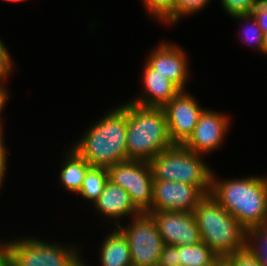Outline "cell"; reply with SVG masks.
<instances>
[{"label": "cell", "instance_id": "8992f818", "mask_svg": "<svg viewBox=\"0 0 267 266\" xmlns=\"http://www.w3.org/2000/svg\"><path fill=\"white\" fill-rule=\"evenodd\" d=\"M76 250L33 237L0 243V251L14 266H83Z\"/></svg>", "mask_w": 267, "mask_h": 266}, {"label": "cell", "instance_id": "f546056e", "mask_svg": "<svg viewBox=\"0 0 267 266\" xmlns=\"http://www.w3.org/2000/svg\"><path fill=\"white\" fill-rule=\"evenodd\" d=\"M2 82H0V112H2L5 104H6V100L8 98V92L6 90V88L1 84ZM1 120V119H0ZM2 121H0V138H3V132H2Z\"/></svg>", "mask_w": 267, "mask_h": 266}, {"label": "cell", "instance_id": "9c48e42d", "mask_svg": "<svg viewBox=\"0 0 267 266\" xmlns=\"http://www.w3.org/2000/svg\"><path fill=\"white\" fill-rule=\"evenodd\" d=\"M168 132L173 144L183 145L193 134L203 108L186 91H180L163 107Z\"/></svg>", "mask_w": 267, "mask_h": 266}, {"label": "cell", "instance_id": "4dcf8cb0", "mask_svg": "<svg viewBox=\"0 0 267 266\" xmlns=\"http://www.w3.org/2000/svg\"><path fill=\"white\" fill-rule=\"evenodd\" d=\"M215 266H233L227 257H217L215 259Z\"/></svg>", "mask_w": 267, "mask_h": 266}, {"label": "cell", "instance_id": "d6a6232c", "mask_svg": "<svg viewBox=\"0 0 267 266\" xmlns=\"http://www.w3.org/2000/svg\"><path fill=\"white\" fill-rule=\"evenodd\" d=\"M263 53L267 54V33H265L263 37Z\"/></svg>", "mask_w": 267, "mask_h": 266}, {"label": "cell", "instance_id": "7a4b0ae2", "mask_svg": "<svg viewBox=\"0 0 267 266\" xmlns=\"http://www.w3.org/2000/svg\"><path fill=\"white\" fill-rule=\"evenodd\" d=\"M211 195L245 228L267 224V176L216 180Z\"/></svg>", "mask_w": 267, "mask_h": 266}, {"label": "cell", "instance_id": "7c38bea8", "mask_svg": "<svg viewBox=\"0 0 267 266\" xmlns=\"http://www.w3.org/2000/svg\"><path fill=\"white\" fill-rule=\"evenodd\" d=\"M229 123L226 114L204 109L193 134L183 145L196 154L205 155L221 145Z\"/></svg>", "mask_w": 267, "mask_h": 266}, {"label": "cell", "instance_id": "d4e9b609", "mask_svg": "<svg viewBox=\"0 0 267 266\" xmlns=\"http://www.w3.org/2000/svg\"><path fill=\"white\" fill-rule=\"evenodd\" d=\"M233 266H261L247 248L240 249L227 257Z\"/></svg>", "mask_w": 267, "mask_h": 266}, {"label": "cell", "instance_id": "ac0fdd59", "mask_svg": "<svg viewBox=\"0 0 267 266\" xmlns=\"http://www.w3.org/2000/svg\"><path fill=\"white\" fill-rule=\"evenodd\" d=\"M218 256L204 243L177 246V266H207Z\"/></svg>", "mask_w": 267, "mask_h": 266}, {"label": "cell", "instance_id": "8fae6325", "mask_svg": "<svg viewBox=\"0 0 267 266\" xmlns=\"http://www.w3.org/2000/svg\"><path fill=\"white\" fill-rule=\"evenodd\" d=\"M156 222L163 243L167 245H193L201 236L193 212L148 211Z\"/></svg>", "mask_w": 267, "mask_h": 266}, {"label": "cell", "instance_id": "6da1fadb", "mask_svg": "<svg viewBox=\"0 0 267 266\" xmlns=\"http://www.w3.org/2000/svg\"><path fill=\"white\" fill-rule=\"evenodd\" d=\"M127 103L113 109L72 148L92 167L109 168L127 160Z\"/></svg>", "mask_w": 267, "mask_h": 266}, {"label": "cell", "instance_id": "ba28073f", "mask_svg": "<svg viewBox=\"0 0 267 266\" xmlns=\"http://www.w3.org/2000/svg\"><path fill=\"white\" fill-rule=\"evenodd\" d=\"M109 180L130 195L132 203L141 213H147L153 202V173L150 163L126 160L108 168Z\"/></svg>", "mask_w": 267, "mask_h": 266}, {"label": "cell", "instance_id": "52a82bcc", "mask_svg": "<svg viewBox=\"0 0 267 266\" xmlns=\"http://www.w3.org/2000/svg\"><path fill=\"white\" fill-rule=\"evenodd\" d=\"M132 219L128 227L117 226L128 241L132 266H158L164 243L155 220L148 213Z\"/></svg>", "mask_w": 267, "mask_h": 266}, {"label": "cell", "instance_id": "f1b7e54d", "mask_svg": "<svg viewBox=\"0 0 267 266\" xmlns=\"http://www.w3.org/2000/svg\"><path fill=\"white\" fill-rule=\"evenodd\" d=\"M7 149H5L4 139L0 138V186L4 179L6 168H7Z\"/></svg>", "mask_w": 267, "mask_h": 266}, {"label": "cell", "instance_id": "836d02e7", "mask_svg": "<svg viewBox=\"0 0 267 266\" xmlns=\"http://www.w3.org/2000/svg\"><path fill=\"white\" fill-rule=\"evenodd\" d=\"M6 1H10V2H21V1H24V0H6Z\"/></svg>", "mask_w": 267, "mask_h": 266}, {"label": "cell", "instance_id": "83f0119b", "mask_svg": "<svg viewBox=\"0 0 267 266\" xmlns=\"http://www.w3.org/2000/svg\"><path fill=\"white\" fill-rule=\"evenodd\" d=\"M252 15L255 17L258 26L263 31V34L267 33V6L260 1L253 8Z\"/></svg>", "mask_w": 267, "mask_h": 266}, {"label": "cell", "instance_id": "603a6c76", "mask_svg": "<svg viewBox=\"0 0 267 266\" xmlns=\"http://www.w3.org/2000/svg\"><path fill=\"white\" fill-rule=\"evenodd\" d=\"M260 0H221L225 11L230 16L250 14Z\"/></svg>", "mask_w": 267, "mask_h": 266}, {"label": "cell", "instance_id": "2e32d148", "mask_svg": "<svg viewBox=\"0 0 267 266\" xmlns=\"http://www.w3.org/2000/svg\"><path fill=\"white\" fill-rule=\"evenodd\" d=\"M100 253L102 266H132L128 241L116 227L103 241Z\"/></svg>", "mask_w": 267, "mask_h": 266}, {"label": "cell", "instance_id": "277c9868", "mask_svg": "<svg viewBox=\"0 0 267 266\" xmlns=\"http://www.w3.org/2000/svg\"><path fill=\"white\" fill-rule=\"evenodd\" d=\"M204 242L218 257H228L245 248L246 229L210 194L193 210Z\"/></svg>", "mask_w": 267, "mask_h": 266}, {"label": "cell", "instance_id": "cb8c5ba5", "mask_svg": "<svg viewBox=\"0 0 267 266\" xmlns=\"http://www.w3.org/2000/svg\"><path fill=\"white\" fill-rule=\"evenodd\" d=\"M209 1L211 0H176L175 23L184 15L194 14V12L200 11Z\"/></svg>", "mask_w": 267, "mask_h": 266}, {"label": "cell", "instance_id": "7402d4cb", "mask_svg": "<svg viewBox=\"0 0 267 266\" xmlns=\"http://www.w3.org/2000/svg\"><path fill=\"white\" fill-rule=\"evenodd\" d=\"M232 17H234L235 19L237 18L240 20H247V24H249L250 22V26L246 27L247 29L245 28L243 40H245L248 44L255 45V47L258 48V50H261V52L263 53L264 34L261 28L258 26V23L252 13L234 15Z\"/></svg>", "mask_w": 267, "mask_h": 266}, {"label": "cell", "instance_id": "d6986e66", "mask_svg": "<svg viewBox=\"0 0 267 266\" xmlns=\"http://www.w3.org/2000/svg\"><path fill=\"white\" fill-rule=\"evenodd\" d=\"M108 180L109 174L107 168L91 167L87 171L78 193L85 199L95 202L103 192Z\"/></svg>", "mask_w": 267, "mask_h": 266}, {"label": "cell", "instance_id": "9a60e30c", "mask_svg": "<svg viewBox=\"0 0 267 266\" xmlns=\"http://www.w3.org/2000/svg\"><path fill=\"white\" fill-rule=\"evenodd\" d=\"M94 207L104 216L114 218L117 226L120 224L116 218L127 215H132L133 218L141 214L132 203L129 193L110 180L106 182L103 192L94 202Z\"/></svg>", "mask_w": 267, "mask_h": 266}, {"label": "cell", "instance_id": "30bf717a", "mask_svg": "<svg viewBox=\"0 0 267 266\" xmlns=\"http://www.w3.org/2000/svg\"><path fill=\"white\" fill-rule=\"evenodd\" d=\"M206 194L198 187L178 181L154 180L149 211L193 212Z\"/></svg>", "mask_w": 267, "mask_h": 266}, {"label": "cell", "instance_id": "5b68a950", "mask_svg": "<svg viewBox=\"0 0 267 266\" xmlns=\"http://www.w3.org/2000/svg\"><path fill=\"white\" fill-rule=\"evenodd\" d=\"M201 156L184 145L174 144L149 161L153 179L187 183L210 194L213 172Z\"/></svg>", "mask_w": 267, "mask_h": 266}, {"label": "cell", "instance_id": "4316f807", "mask_svg": "<svg viewBox=\"0 0 267 266\" xmlns=\"http://www.w3.org/2000/svg\"><path fill=\"white\" fill-rule=\"evenodd\" d=\"M158 266H177V246L164 244Z\"/></svg>", "mask_w": 267, "mask_h": 266}, {"label": "cell", "instance_id": "44dd1931", "mask_svg": "<svg viewBox=\"0 0 267 266\" xmlns=\"http://www.w3.org/2000/svg\"><path fill=\"white\" fill-rule=\"evenodd\" d=\"M148 12L164 23H175L176 0H142Z\"/></svg>", "mask_w": 267, "mask_h": 266}, {"label": "cell", "instance_id": "d590c367", "mask_svg": "<svg viewBox=\"0 0 267 266\" xmlns=\"http://www.w3.org/2000/svg\"><path fill=\"white\" fill-rule=\"evenodd\" d=\"M207 266H215V260L211 264H209Z\"/></svg>", "mask_w": 267, "mask_h": 266}, {"label": "cell", "instance_id": "e0dca14e", "mask_svg": "<svg viewBox=\"0 0 267 266\" xmlns=\"http://www.w3.org/2000/svg\"><path fill=\"white\" fill-rule=\"evenodd\" d=\"M71 149L62 167L60 181L67 190L78 193L87 171L92 166L73 148Z\"/></svg>", "mask_w": 267, "mask_h": 266}, {"label": "cell", "instance_id": "e575fe53", "mask_svg": "<svg viewBox=\"0 0 267 266\" xmlns=\"http://www.w3.org/2000/svg\"><path fill=\"white\" fill-rule=\"evenodd\" d=\"M264 5L267 6V0H260Z\"/></svg>", "mask_w": 267, "mask_h": 266}, {"label": "cell", "instance_id": "484cf974", "mask_svg": "<svg viewBox=\"0 0 267 266\" xmlns=\"http://www.w3.org/2000/svg\"><path fill=\"white\" fill-rule=\"evenodd\" d=\"M13 70V62L11 56L0 39V82H3Z\"/></svg>", "mask_w": 267, "mask_h": 266}, {"label": "cell", "instance_id": "5bb4252c", "mask_svg": "<svg viewBox=\"0 0 267 266\" xmlns=\"http://www.w3.org/2000/svg\"><path fill=\"white\" fill-rule=\"evenodd\" d=\"M142 77L146 94L131 101L136 105L163 108L181 91L172 81L157 73L147 63Z\"/></svg>", "mask_w": 267, "mask_h": 266}, {"label": "cell", "instance_id": "3957f363", "mask_svg": "<svg viewBox=\"0 0 267 266\" xmlns=\"http://www.w3.org/2000/svg\"><path fill=\"white\" fill-rule=\"evenodd\" d=\"M172 145L163 108L127 102V160L149 162Z\"/></svg>", "mask_w": 267, "mask_h": 266}, {"label": "cell", "instance_id": "ffe728a7", "mask_svg": "<svg viewBox=\"0 0 267 266\" xmlns=\"http://www.w3.org/2000/svg\"><path fill=\"white\" fill-rule=\"evenodd\" d=\"M245 248L257 258L261 266H267V224L246 229Z\"/></svg>", "mask_w": 267, "mask_h": 266}, {"label": "cell", "instance_id": "1f68e13d", "mask_svg": "<svg viewBox=\"0 0 267 266\" xmlns=\"http://www.w3.org/2000/svg\"><path fill=\"white\" fill-rule=\"evenodd\" d=\"M0 266H14L6 256L0 251Z\"/></svg>", "mask_w": 267, "mask_h": 266}, {"label": "cell", "instance_id": "4fadbf2b", "mask_svg": "<svg viewBox=\"0 0 267 266\" xmlns=\"http://www.w3.org/2000/svg\"><path fill=\"white\" fill-rule=\"evenodd\" d=\"M146 63L172 81L181 91H185L189 63L182 48L164 42L151 52Z\"/></svg>", "mask_w": 267, "mask_h": 266}]
</instances>
